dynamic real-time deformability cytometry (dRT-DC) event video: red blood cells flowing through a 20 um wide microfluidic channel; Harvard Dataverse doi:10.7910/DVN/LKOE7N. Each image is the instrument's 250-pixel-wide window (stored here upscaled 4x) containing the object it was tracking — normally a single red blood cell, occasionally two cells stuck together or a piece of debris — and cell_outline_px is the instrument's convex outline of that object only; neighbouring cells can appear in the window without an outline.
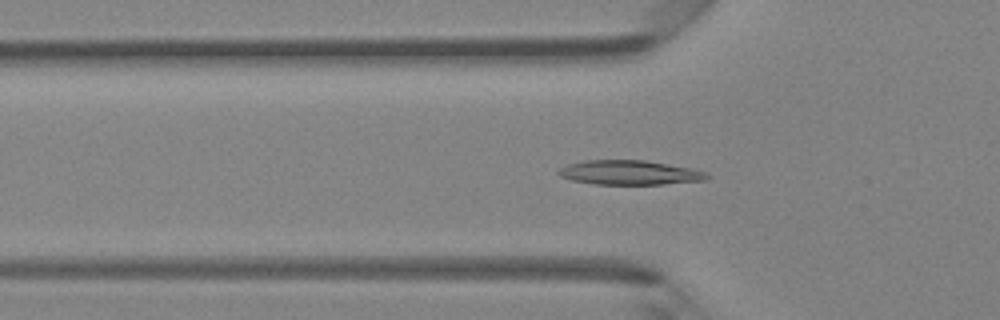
{"species": "Egyptian fruit bat (a non-hibernating species)", "species_latin": "Rousettus aegyptiacus", "temperature_condition": "room temperature", "stored_images_in_passage": 42, "camera_frame_rate_fps": 3000, "um_per_image_px": 0.085, "animal": {"sex": "female"}, "frame": {"image": 1, "passage_image": 10, "time_ms": 3.0, "image_size_px": [1000, 320], "cell_outline_px": [[712, 176], [708, 180], [664, 184], [592, 184], [572, 180], [560, 176], [556, 172], [560, 168], [568, 164], [584, 160], [644, 160], [692, 168], [708, 172]], "centroid_in_image_um": [53.56, 14.67], "position_along_channel_um": 72.2, "area_um2": 21.33}}
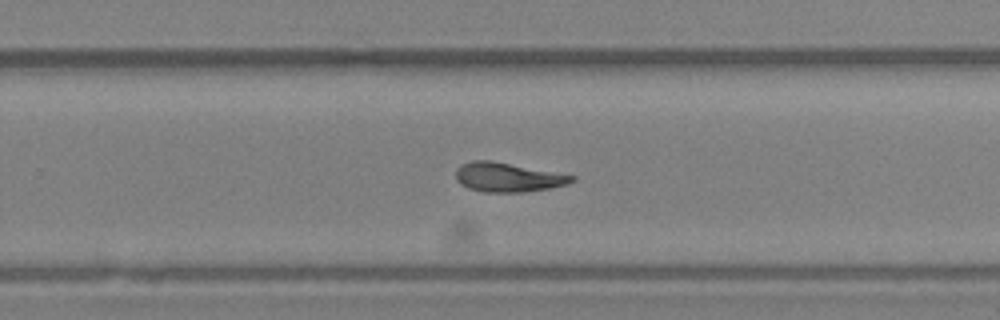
{"frame": {"image": 2, "passage_image": 25, "time_ms": 8.0, "image_size_px": [1000, 320], "cell_outline_px": [[576, 180], [568, 184], [552, 188], [524, 192], [484, 192], [468, 188], [460, 184], [456, 180], [456, 168], [460, 164], [472, 160], [492, 160], [576, 176]], "centroid_in_image_um": [43.16, 15.06], "position_along_channel_um": 286.6, "area_um2": 20.0}}
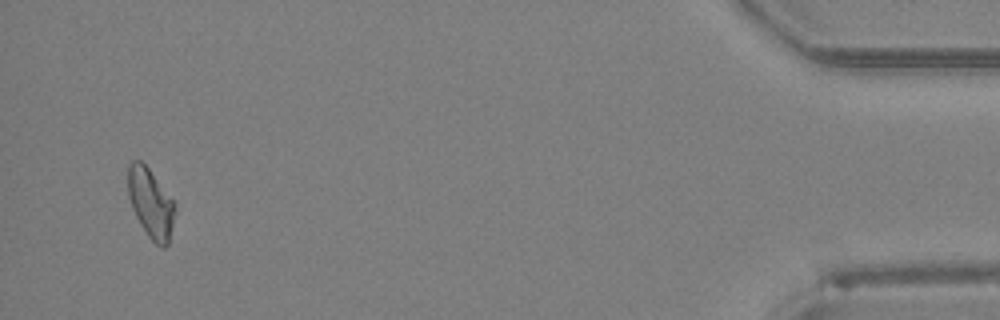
{"frame": {"image": 3, "passage_image": 40, "time_ms": 13.0, "image_size_px": [1000, 320], "cell_outline_px": [[176, 212], [168, 244], [164, 248], [160, 248], [148, 236], [140, 224], [132, 208], [128, 196], [128, 164], [132, 160], [140, 160], [148, 168], [176, 204]], "centroid_in_image_um": [12.81, 17.29], "position_along_channel_um": 422.4, "area_um2": 19.02}, "authors_computed_cell_mechanics": {"area_um2": 19.7387, "velocity_mm_per_s": 4.3042, "shape_relaxation_time_tau1_ms": 4.1118, "shape_relaxation_time_tau2_ms": 3.4797, "deformation_change_tau1": 0.1602, "deformation_change_tau2": 0.1064}}